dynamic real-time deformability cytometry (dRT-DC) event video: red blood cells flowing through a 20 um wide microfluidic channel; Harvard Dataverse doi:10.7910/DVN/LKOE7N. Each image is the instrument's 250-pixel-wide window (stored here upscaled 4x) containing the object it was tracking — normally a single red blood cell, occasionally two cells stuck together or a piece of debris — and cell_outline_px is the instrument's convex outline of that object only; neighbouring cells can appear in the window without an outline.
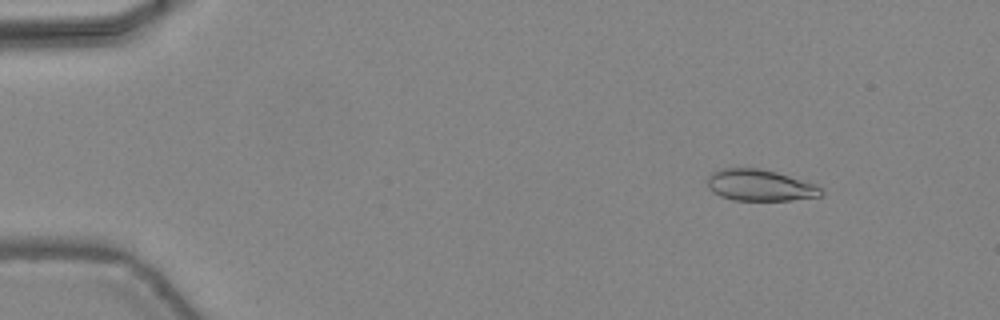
{"species": "common noctule bat (a hibernating species)", "species_latin": "Nyctalus noctula", "temperature_condition": "warm", "stored_images_in_passage": 47, "camera_frame_rate_fps": 3000, "um_per_image_px": 0.085, "animal": {"sex": "female", "body_mass_g": 24.6, "forearm_length_mm": 56.2}, "frame": {"image": 1, "passage_image": 6, "time_ms": 1.667, "image_size_px": [1000, 320], "cell_outline_px": [[824, 196], [792, 200], [732, 200], [720, 196], [712, 192], [708, 188], [708, 176], [712, 172], [720, 168], [760, 168], [776, 172], [816, 184], [824, 192]], "centroid_in_image_um": [64.59, 15.75], "position_along_channel_um": 20.4, "area_um2": 20.98}}
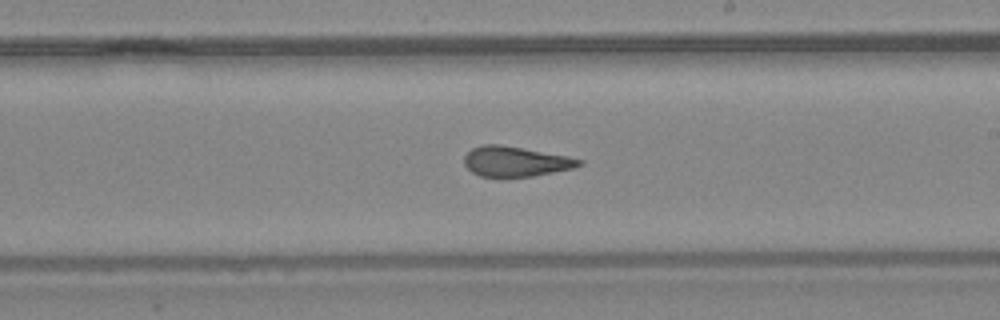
{"frame": {"image": 2, "passage_image": 28, "time_ms": 9.0, "image_size_px": [1000, 320], "cell_outline_px": [[584, 164], [572, 168], [532, 176], [480, 176], [472, 172], [464, 164], [464, 156], [472, 148], [484, 144], [500, 144], [568, 156], [584, 160]], "centroid_in_image_um": [43.82, 13.71], "position_along_channel_um": 245.2, "area_um2": 19.94}}
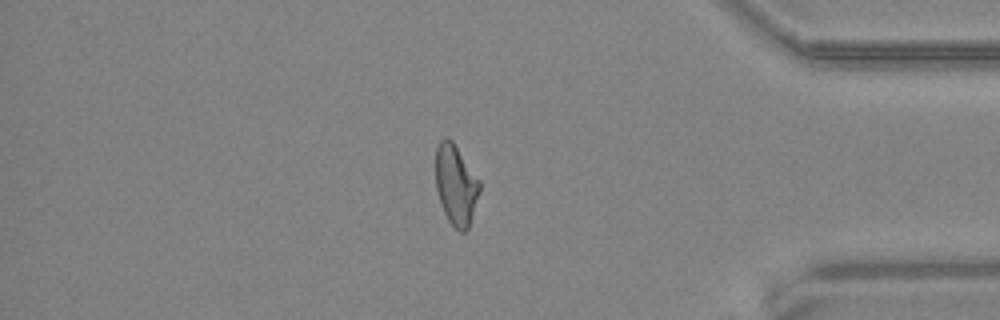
{"frame": {"image": 3, "passage_image": 40, "time_ms": 13.0, "image_size_px": [1000, 320], "cell_outline_px": [[480, 192], [468, 228], [464, 232], [460, 232], [448, 220], [440, 204], [436, 188], [436, 148], [440, 140], [444, 136], [448, 136], [452, 140], [480, 180]], "centroid_in_image_um": [38.75, 15.69], "position_along_channel_um": 396.5, "area_um2": 20.63}, "authors_computed_cell_mechanics": {"area_um2": 21.2126, "velocity_mm_per_s": 4.4816, "shape_relaxation_time_tau1_ms": null, "shape_relaxation_time_tau2_ms": 1.7147, "deformation_change_tau1": null, "deformation_change_tau2": 0.0924}}